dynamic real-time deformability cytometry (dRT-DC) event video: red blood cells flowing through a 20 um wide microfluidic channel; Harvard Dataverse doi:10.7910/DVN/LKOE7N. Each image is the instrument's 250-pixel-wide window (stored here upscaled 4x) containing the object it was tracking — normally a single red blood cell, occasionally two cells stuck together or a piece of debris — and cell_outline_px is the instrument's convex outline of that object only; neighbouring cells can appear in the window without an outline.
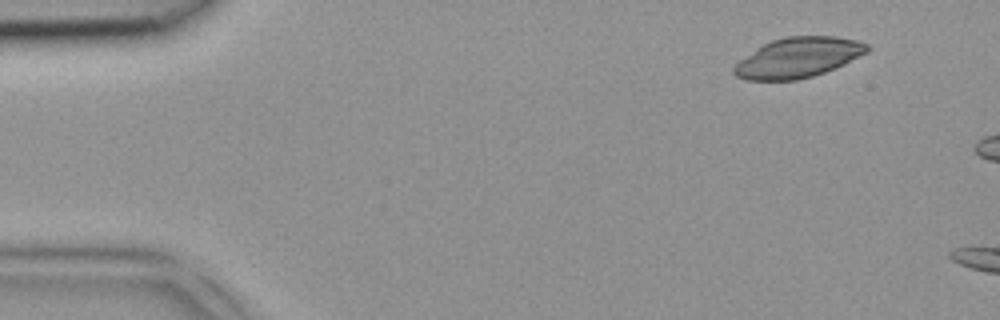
{"species": "common noctule bat (a hibernating species)", "species_latin": "Nyctalus noctula", "temperature_condition": "room temperature", "stored_images_in_passage": 2, "camera_frame_rate_fps": 3000, "um_per_image_px": 0.085, "animal": {"sex": "female", "body_mass_g": 18.4}, "frame": {"image": 1, "passage_image": 1, "time_ms": 0.0, "image_size_px": [1000, 320], "cell_outline_px": [[868, 52], [836, 68], [812, 76], [796, 80], [744, 80], [736, 76], [732, 72], [732, 68], [740, 60], [756, 48], [772, 40], [784, 36], [836, 36], [860, 40], [868, 44]], "centroid_in_image_um": [67.84, 4.89], "position_along_channel_um": 17.2, "area_um2": 31.21}}